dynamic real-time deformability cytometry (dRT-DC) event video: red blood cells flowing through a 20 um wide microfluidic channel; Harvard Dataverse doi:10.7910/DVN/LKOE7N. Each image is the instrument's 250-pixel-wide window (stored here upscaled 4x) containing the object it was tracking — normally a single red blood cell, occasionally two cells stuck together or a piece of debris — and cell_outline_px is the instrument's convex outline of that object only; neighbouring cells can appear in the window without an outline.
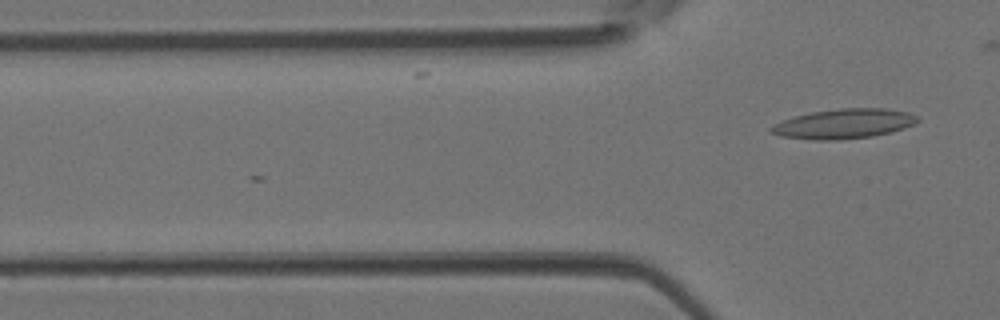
{"species": "Egyptian fruit bat (a non-hibernating species)", "species_latin": "Rousettus aegyptiacus", "temperature_condition": "room temperature", "stored_images_in_passage": 5, "camera_frame_rate_fps": 3000, "um_per_image_px": 0.085, "animal": {"sex": "female"}, "frame": {"image": 1, "passage_image": 5, "time_ms": 1.333, "image_size_px": [1000, 320], "cell_outline_px": [[920, 120], [904, 128], [872, 136], [840, 140], [816, 140], [780, 136], [772, 132], [768, 128], [784, 120], [796, 116], [812, 112], [840, 108], [884, 108], [908, 112], [916, 116]], "centroid_in_image_um": [71.73, 10.52], "position_along_channel_um": 54.1, "area_um2": 25.03}}